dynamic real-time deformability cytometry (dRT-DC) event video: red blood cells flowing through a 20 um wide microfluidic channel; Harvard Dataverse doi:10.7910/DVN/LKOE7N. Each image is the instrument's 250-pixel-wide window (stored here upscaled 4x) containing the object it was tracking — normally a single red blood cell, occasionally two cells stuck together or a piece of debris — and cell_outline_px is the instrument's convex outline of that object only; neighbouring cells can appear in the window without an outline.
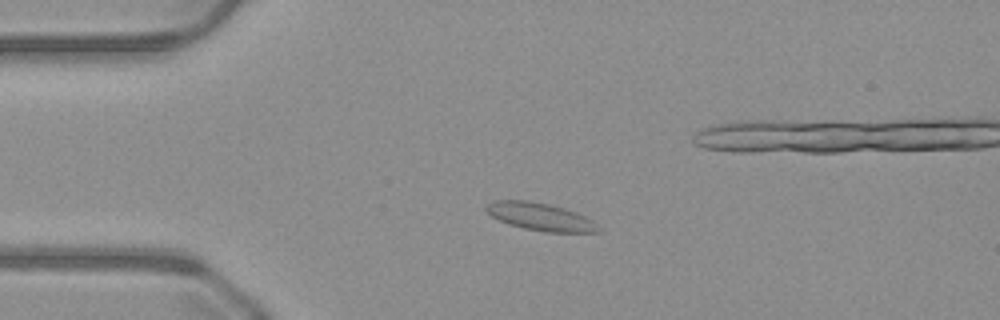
{"species": "common noctule bat (a hibernating species)", "species_latin": "Nyctalus noctula", "temperature_condition": "warm", "stored_images_in_passage": 52, "camera_frame_rate_fps": 3000, "um_per_image_px": 0.085, "animal": {"sex": "male", "body_mass_g": 23.1, "forearm_length_mm": 52.7}, "frame": {"image": 1, "passage_image": 12, "time_ms": 3.667, "image_size_px": [1000, 320], "cell_outline_px": [[600, 232], [544, 232], [524, 228], [508, 224], [492, 216], [484, 208], [492, 200], [528, 200], [548, 204], [564, 208], [576, 212], [592, 220], [600, 228]], "centroid_in_image_um": [45.92, 18.42], "position_along_channel_um": 39.1, "area_um2": 17.98}}
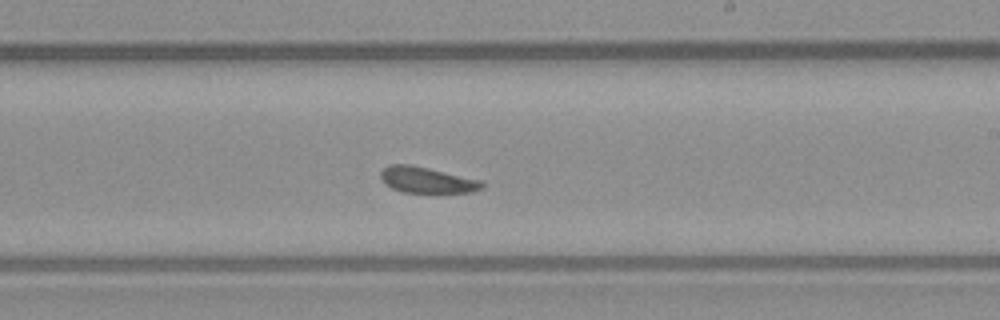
{"frame": {"image": 2, "passage_image": 30, "time_ms": 9.667, "image_size_px": [1000, 320], "cell_outline_px": [[484, 188], [472, 192], [404, 192], [392, 188], [384, 184], [380, 176], [380, 172], [388, 164], [412, 164], [480, 180], [484, 184]], "centroid_in_image_um": [36.26, 15.29], "position_along_channel_um": 252.7, "area_um2": 15.32}}
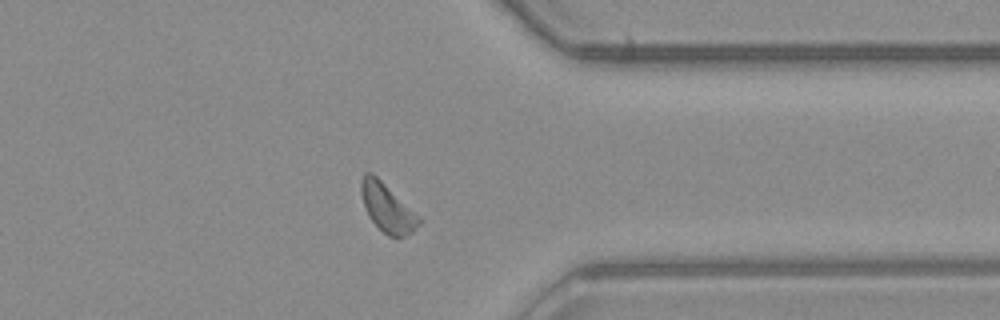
{"frame": {"image": 3, "passage_image": 40, "time_ms": 13.0, "image_size_px": [1000, 320], "cell_outline_px": [[424, 220], [412, 232], [396, 240], [388, 236], [368, 216], [364, 208], [360, 192], [360, 184], [364, 172], [372, 172]], "centroid_in_image_um": [32.92, 17.68], "position_along_channel_um": 378.5, "area_um2": 16.47}, "authors_computed_cell_mechanics": {"area_um2": 16.0106, "velocity_mm_per_s": 4.0253, "shape_relaxation_time_tau1_ms": 10.8962, "shape_relaxation_time_tau2_ms": 3.3393, "deformation_change_tau1": 0.1524, "deformation_change_tau2": 0.07}}